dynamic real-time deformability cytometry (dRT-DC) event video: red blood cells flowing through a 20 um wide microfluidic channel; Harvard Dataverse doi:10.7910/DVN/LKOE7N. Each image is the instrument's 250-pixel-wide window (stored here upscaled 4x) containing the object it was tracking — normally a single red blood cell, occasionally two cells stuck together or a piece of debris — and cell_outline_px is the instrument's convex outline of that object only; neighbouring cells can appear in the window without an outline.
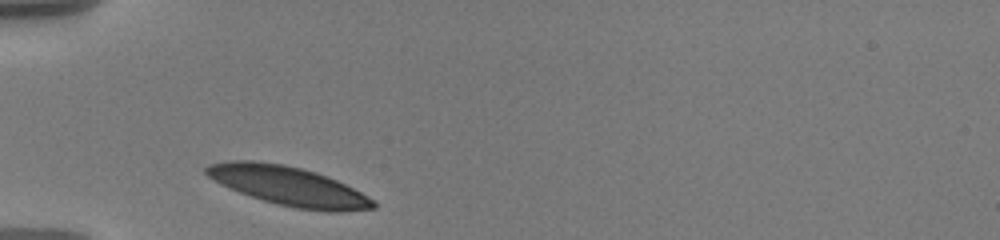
{"species": "human", "species_latin": "Homo sapiens", "temperature_condition": "warm", "stored_images_in_passage": 3, "camera_frame_rate_fps": 3000, "um_per_image_px": 0.085, "donor": {"sex": "male"}, "frame": {"image": 1, "passage_image": 1, "time_ms": 0.0, "image_size_px": [1000, 240], "cell_outline_px": [[376, 208], [344, 212], [332, 212], [296, 208], [276, 204], [240, 192], [208, 176], [204, 172], [204, 168], [208, 164], [228, 160], [252, 160], [284, 164], [316, 172], [336, 180], [368, 196], [376, 204]], "centroid_in_image_um": [24.54, 15.81], "position_along_channel_um": 60.5, "area_um2": 37.69}}
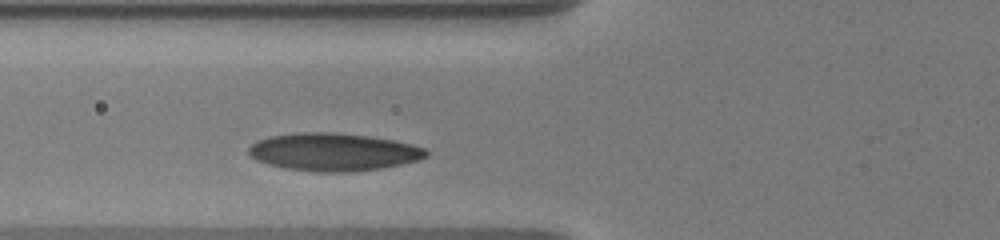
{"frame": {"image": 2, "passage_image": 3, "time_ms": 1.333, "image_size_px": [1000, 240], "cell_outline_px": [[428, 156], [420, 160], [380, 168], [352, 172], [316, 172], [284, 168], [268, 164], [256, 160], [248, 152], [248, 148], [256, 140], [268, 136], [296, 132], [332, 132], [368, 136], [392, 140], [412, 144], [424, 148], [428, 152]], "centroid_in_image_um": [28.32, 12.91], "position_along_channel_um": 97.5, "area_um2": 39.19}}